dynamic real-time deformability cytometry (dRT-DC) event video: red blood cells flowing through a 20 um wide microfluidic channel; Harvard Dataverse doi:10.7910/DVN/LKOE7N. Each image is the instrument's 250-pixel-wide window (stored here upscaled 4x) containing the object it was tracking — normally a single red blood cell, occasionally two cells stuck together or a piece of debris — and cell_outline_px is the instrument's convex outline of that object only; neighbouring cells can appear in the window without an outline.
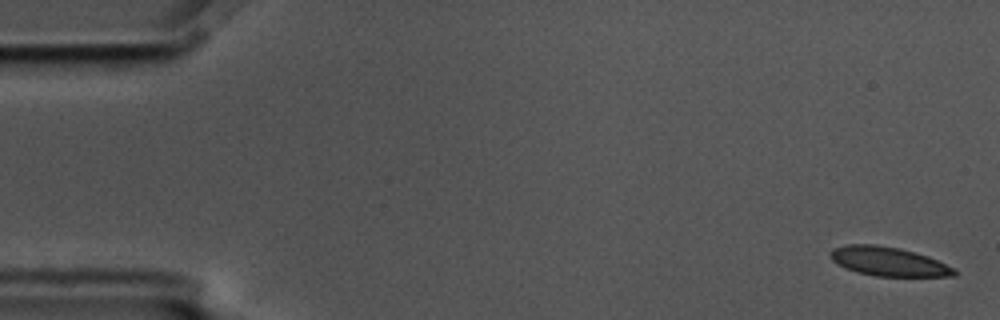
{"species": "common noctule bat (a hibernating species)", "species_latin": "Nyctalus noctula", "temperature_condition": "cold", "stored_images_in_passage": 6, "camera_frame_rate_fps": 3000, "um_per_image_px": 0.085, "animal": {"sex": "male", "body_mass_g": 17.5, "forearm_length_mm": 52.3}, "frame": {"image": 1, "passage_image": 1, "time_ms": 0.0, "image_size_px": [1000, 320], "cell_outline_px": [[956, 276], [876, 276], [856, 272], [836, 264], [828, 256], [832, 248], [848, 244], [876, 244], [900, 248], [928, 256], [956, 268]], "centroid_in_image_um": [75.5, 22.22], "position_along_channel_um": 9.5, "area_um2": 21.15}}
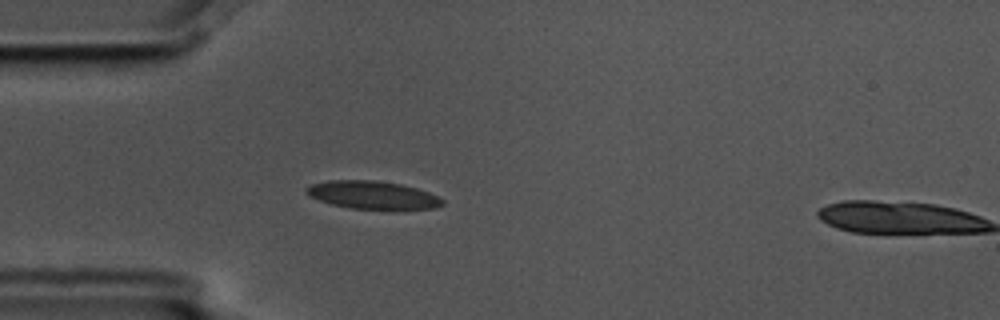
{"frame": {"image": 2, "passage_image": 5, "time_ms": 1.333, "image_size_px": [1000, 320], "cell_outline_px": [[444, 204], [436, 208], [352, 208], [332, 204], [308, 196], [304, 192], [304, 188], [312, 184], [328, 180], [376, 180], [400, 184], [416, 188], [428, 192], [444, 200]], "centroid_in_image_um": [31.62, 16.55], "position_along_channel_um": 53.4, "area_um2": 21.79}}